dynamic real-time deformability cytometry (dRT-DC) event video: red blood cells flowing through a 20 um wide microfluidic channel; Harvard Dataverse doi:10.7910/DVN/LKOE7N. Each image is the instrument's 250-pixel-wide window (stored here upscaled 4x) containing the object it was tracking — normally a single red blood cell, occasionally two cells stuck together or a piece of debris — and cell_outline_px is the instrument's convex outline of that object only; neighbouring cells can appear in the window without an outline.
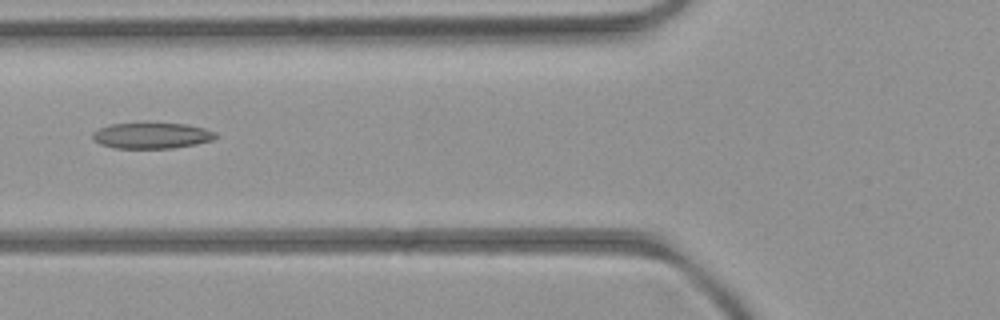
{"species": "common noctule bat (a hibernating species)", "species_latin": "Nyctalus noctula", "temperature_condition": "room temperature", "stored_images_in_passage": 6, "camera_frame_rate_fps": 3000, "um_per_image_px": 0.085, "animal": {"sex": "female", "body_mass_g": 21.9}, "frame": {"image": 1, "passage_image": 5, "time_ms": 4.667, "image_size_px": [1000, 320], "cell_outline_px": [[216, 136], [212, 140], [196, 144], [172, 148], [116, 148], [100, 144], [92, 136], [92, 132], [100, 128], [112, 124], [188, 124], [204, 128], [216, 132]], "centroid_in_image_um": [12.92, 11.53], "position_along_channel_um": 112.9, "area_um2": 18.21}}
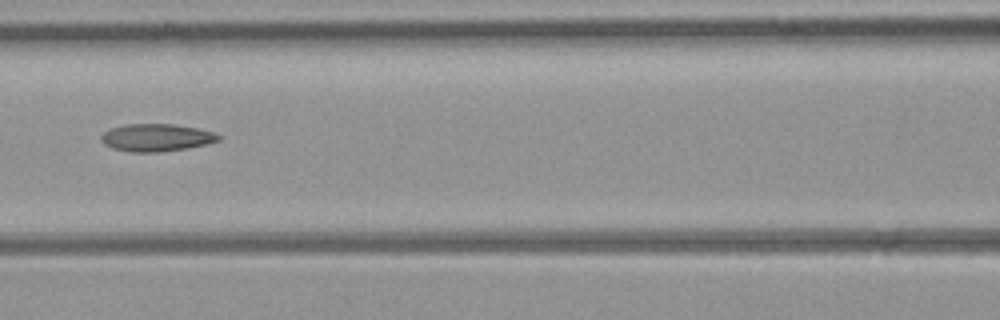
{"frame": {"image": 2, "passage_image": 6, "time_ms": 5.667, "image_size_px": [1000, 320], "cell_outline_px": [[224, 136], [220, 140], [208, 144], [160, 152], [132, 152], [112, 148], [104, 144], [100, 140], [100, 136], [108, 128], [124, 124], [172, 124], [196, 128], [212, 132]], "centroid_in_image_um": [13.27, 11.69], "position_along_channel_um": 153.3, "area_um2": 18.9}}